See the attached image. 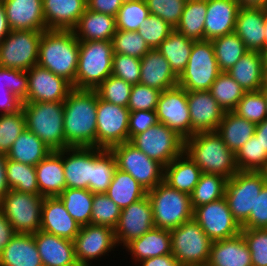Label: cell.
Masks as SVG:
<instances>
[{
	"label": "cell",
	"instance_id": "1",
	"mask_svg": "<svg viewBox=\"0 0 267 266\" xmlns=\"http://www.w3.org/2000/svg\"><path fill=\"white\" fill-rule=\"evenodd\" d=\"M97 93L73 88L64 101L65 148L96 147Z\"/></svg>",
	"mask_w": 267,
	"mask_h": 266
},
{
	"label": "cell",
	"instance_id": "2",
	"mask_svg": "<svg viewBox=\"0 0 267 266\" xmlns=\"http://www.w3.org/2000/svg\"><path fill=\"white\" fill-rule=\"evenodd\" d=\"M79 57V40L72 30H46L42 32L38 65L75 83Z\"/></svg>",
	"mask_w": 267,
	"mask_h": 266
},
{
	"label": "cell",
	"instance_id": "3",
	"mask_svg": "<svg viewBox=\"0 0 267 266\" xmlns=\"http://www.w3.org/2000/svg\"><path fill=\"white\" fill-rule=\"evenodd\" d=\"M184 152L202 173L218 174L229 179L239 171L235 154L216 131L195 133L184 139Z\"/></svg>",
	"mask_w": 267,
	"mask_h": 266
},
{
	"label": "cell",
	"instance_id": "4",
	"mask_svg": "<svg viewBox=\"0 0 267 266\" xmlns=\"http://www.w3.org/2000/svg\"><path fill=\"white\" fill-rule=\"evenodd\" d=\"M112 41H79L75 89L95 90L112 75Z\"/></svg>",
	"mask_w": 267,
	"mask_h": 266
},
{
	"label": "cell",
	"instance_id": "5",
	"mask_svg": "<svg viewBox=\"0 0 267 266\" xmlns=\"http://www.w3.org/2000/svg\"><path fill=\"white\" fill-rule=\"evenodd\" d=\"M26 129L36 134L52 151L65 149L64 102L22 103Z\"/></svg>",
	"mask_w": 267,
	"mask_h": 266
},
{
	"label": "cell",
	"instance_id": "6",
	"mask_svg": "<svg viewBox=\"0 0 267 266\" xmlns=\"http://www.w3.org/2000/svg\"><path fill=\"white\" fill-rule=\"evenodd\" d=\"M147 196L155 227L171 230L193 218L190 195L170 187L164 181L148 190Z\"/></svg>",
	"mask_w": 267,
	"mask_h": 266
},
{
	"label": "cell",
	"instance_id": "7",
	"mask_svg": "<svg viewBox=\"0 0 267 266\" xmlns=\"http://www.w3.org/2000/svg\"><path fill=\"white\" fill-rule=\"evenodd\" d=\"M220 73L211 40H197L185 70L178 77V86L187 92L209 91Z\"/></svg>",
	"mask_w": 267,
	"mask_h": 266
},
{
	"label": "cell",
	"instance_id": "8",
	"mask_svg": "<svg viewBox=\"0 0 267 266\" xmlns=\"http://www.w3.org/2000/svg\"><path fill=\"white\" fill-rule=\"evenodd\" d=\"M172 255L179 264L206 266L213 241L192 218L170 230Z\"/></svg>",
	"mask_w": 267,
	"mask_h": 266
},
{
	"label": "cell",
	"instance_id": "9",
	"mask_svg": "<svg viewBox=\"0 0 267 266\" xmlns=\"http://www.w3.org/2000/svg\"><path fill=\"white\" fill-rule=\"evenodd\" d=\"M266 184L262 171H238L227 180L225 199L234 219L242 226L254 211L256 197Z\"/></svg>",
	"mask_w": 267,
	"mask_h": 266
},
{
	"label": "cell",
	"instance_id": "10",
	"mask_svg": "<svg viewBox=\"0 0 267 266\" xmlns=\"http://www.w3.org/2000/svg\"><path fill=\"white\" fill-rule=\"evenodd\" d=\"M44 197L9 190L0 201V209L16 233L34 234L40 230Z\"/></svg>",
	"mask_w": 267,
	"mask_h": 266
},
{
	"label": "cell",
	"instance_id": "11",
	"mask_svg": "<svg viewBox=\"0 0 267 266\" xmlns=\"http://www.w3.org/2000/svg\"><path fill=\"white\" fill-rule=\"evenodd\" d=\"M110 150L115 156L116 167L129 173L145 190L164 181V166L130 142L115 145Z\"/></svg>",
	"mask_w": 267,
	"mask_h": 266
},
{
	"label": "cell",
	"instance_id": "12",
	"mask_svg": "<svg viewBox=\"0 0 267 266\" xmlns=\"http://www.w3.org/2000/svg\"><path fill=\"white\" fill-rule=\"evenodd\" d=\"M129 142L164 167L184 152V138L160 122Z\"/></svg>",
	"mask_w": 267,
	"mask_h": 266
},
{
	"label": "cell",
	"instance_id": "13",
	"mask_svg": "<svg viewBox=\"0 0 267 266\" xmlns=\"http://www.w3.org/2000/svg\"><path fill=\"white\" fill-rule=\"evenodd\" d=\"M42 32L12 30L0 43V67L28 71L37 65Z\"/></svg>",
	"mask_w": 267,
	"mask_h": 266
},
{
	"label": "cell",
	"instance_id": "14",
	"mask_svg": "<svg viewBox=\"0 0 267 266\" xmlns=\"http://www.w3.org/2000/svg\"><path fill=\"white\" fill-rule=\"evenodd\" d=\"M129 115L127 107L100 99L97 95L96 147H111L129 142Z\"/></svg>",
	"mask_w": 267,
	"mask_h": 266
},
{
	"label": "cell",
	"instance_id": "15",
	"mask_svg": "<svg viewBox=\"0 0 267 266\" xmlns=\"http://www.w3.org/2000/svg\"><path fill=\"white\" fill-rule=\"evenodd\" d=\"M193 219L213 242L241 233V226L234 219L225 197L194 208Z\"/></svg>",
	"mask_w": 267,
	"mask_h": 266
},
{
	"label": "cell",
	"instance_id": "16",
	"mask_svg": "<svg viewBox=\"0 0 267 266\" xmlns=\"http://www.w3.org/2000/svg\"><path fill=\"white\" fill-rule=\"evenodd\" d=\"M156 114L160 123L176 131L184 139L191 136L187 91L181 86L160 93Z\"/></svg>",
	"mask_w": 267,
	"mask_h": 266
},
{
	"label": "cell",
	"instance_id": "17",
	"mask_svg": "<svg viewBox=\"0 0 267 266\" xmlns=\"http://www.w3.org/2000/svg\"><path fill=\"white\" fill-rule=\"evenodd\" d=\"M28 92L22 103L64 102L73 89L65 78L55 75L50 70L34 65L27 71Z\"/></svg>",
	"mask_w": 267,
	"mask_h": 266
},
{
	"label": "cell",
	"instance_id": "18",
	"mask_svg": "<svg viewBox=\"0 0 267 266\" xmlns=\"http://www.w3.org/2000/svg\"><path fill=\"white\" fill-rule=\"evenodd\" d=\"M73 242L80 266H90V260L101 258L118 246L114 229L92 224L81 226Z\"/></svg>",
	"mask_w": 267,
	"mask_h": 266
},
{
	"label": "cell",
	"instance_id": "19",
	"mask_svg": "<svg viewBox=\"0 0 267 266\" xmlns=\"http://www.w3.org/2000/svg\"><path fill=\"white\" fill-rule=\"evenodd\" d=\"M154 225L151 202L146 195L144 198L131 203L121 210V215L114 234L117 245L126 246L132 240L141 237L151 230Z\"/></svg>",
	"mask_w": 267,
	"mask_h": 266
},
{
	"label": "cell",
	"instance_id": "20",
	"mask_svg": "<svg viewBox=\"0 0 267 266\" xmlns=\"http://www.w3.org/2000/svg\"><path fill=\"white\" fill-rule=\"evenodd\" d=\"M187 102L191 118V136L217 130L225 112L209 91H188Z\"/></svg>",
	"mask_w": 267,
	"mask_h": 266
},
{
	"label": "cell",
	"instance_id": "21",
	"mask_svg": "<svg viewBox=\"0 0 267 266\" xmlns=\"http://www.w3.org/2000/svg\"><path fill=\"white\" fill-rule=\"evenodd\" d=\"M80 225L69 215L61 199L44 197L40 230L58 237L74 241Z\"/></svg>",
	"mask_w": 267,
	"mask_h": 266
},
{
	"label": "cell",
	"instance_id": "22",
	"mask_svg": "<svg viewBox=\"0 0 267 266\" xmlns=\"http://www.w3.org/2000/svg\"><path fill=\"white\" fill-rule=\"evenodd\" d=\"M239 8L236 0H207L204 40L234 33Z\"/></svg>",
	"mask_w": 267,
	"mask_h": 266
},
{
	"label": "cell",
	"instance_id": "23",
	"mask_svg": "<svg viewBox=\"0 0 267 266\" xmlns=\"http://www.w3.org/2000/svg\"><path fill=\"white\" fill-rule=\"evenodd\" d=\"M33 235L43 266H80L73 241L41 230Z\"/></svg>",
	"mask_w": 267,
	"mask_h": 266
},
{
	"label": "cell",
	"instance_id": "24",
	"mask_svg": "<svg viewBox=\"0 0 267 266\" xmlns=\"http://www.w3.org/2000/svg\"><path fill=\"white\" fill-rule=\"evenodd\" d=\"M11 30L46 31L42 0H2Z\"/></svg>",
	"mask_w": 267,
	"mask_h": 266
},
{
	"label": "cell",
	"instance_id": "25",
	"mask_svg": "<svg viewBox=\"0 0 267 266\" xmlns=\"http://www.w3.org/2000/svg\"><path fill=\"white\" fill-rule=\"evenodd\" d=\"M63 167L66 188L89 190V182L92 181V147L63 149Z\"/></svg>",
	"mask_w": 267,
	"mask_h": 266
},
{
	"label": "cell",
	"instance_id": "26",
	"mask_svg": "<svg viewBox=\"0 0 267 266\" xmlns=\"http://www.w3.org/2000/svg\"><path fill=\"white\" fill-rule=\"evenodd\" d=\"M47 30H72L87 9V0H42Z\"/></svg>",
	"mask_w": 267,
	"mask_h": 266
},
{
	"label": "cell",
	"instance_id": "27",
	"mask_svg": "<svg viewBox=\"0 0 267 266\" xmlns=\"http://www.w3.org/2000/svg\"><path fill=\"white\" fill-rule=\"evenodd\" d=\"M139 83L163 92L178 85V76L171 69L169 62L157 49H150L141 58V76Z\"/></svg>",
	"mask_w": 267,
	"mask_h": 266
},
{
	"label": "cell",
	"instance_id": "28",
	"mask_svg": "<svg viewBox=\"0 0 267 266\" xmlns=\"http://www.w3.org/2000/svg\"><path fill=\"white\" fill-rule=\"evenodd\" d=\"M265 9L240 7L235 24V33L248 51L262 52L265 49Z\"/></svg>",
	"mask_w": 267,
	"mask_h": 266
},
{
	"label": "cell",
	"instance_id": "29",
	"mask_svg": "<svg viewBox=\"0 0 267 266\" xmlns=\"http://www.w3.org/2000/svg\"><path fill=\"white\" fill-rule=\"evenodd\" d=\"M27 71L0 67V113H13L22 108L27 98Z\"/></svg>",
	"mask_w": 267,
	"mask_h": 266
},
{
	"label": "cell",
	"instance_id": "30",
	"mask_svg": "<svg viewBox=\"0 0 267 266\" xmlns=\"http://www.w3.org/2000/svg\"><path fill=\"white\" fill-rule=\"evenodd\" d=\"M35 170L39 195L56 197L66 189L63 150L52 151L35 166Z\"/></svg>",
	"mask_w": 267,
	"mask_h": 266
},
{
	"label": "cell",
	"instance_id": "31",
	"mask_svg": "<svg viewBox=\"0 0 267 266\" xmlns=\"http://www.w3.org/2000/svg\"><path fill=\"white\" fill-rule=\"evenodd\" d=\"M206 266H253L248 245L242 234L214 241Z\"/></svg>",
	"mask_w": 267,
	"mask_h": 266
},
{
	"label": "cell",
	"instance_id": "32",
	"mask_svg": "<svg viewBox=\"0 0 267 266\" xmlns=\"http://www.w3.org/2000/svg\"><path fill=\"white\" fill-rule=\"evenodd\" d=\"M125 249L131 253L135 263L148 258L172 254L170 230L153 227L141 237L128 243Z\"/></svg>",
	"mask_w": 267,
	"mask_h": 266
},
{
	"label": "cell",
	"instance_id": "33",
	"mask_svg": "<svg viewBox=\"0 0 267 266\" xmlns=\"http://www.w3.org/2000/svg\"><path fill=\"white\" fill-rule=\"evenodd\" d=\"M116 30L115 17L89 9H86L72 29L79 41H112Z\"/></svg>",
	"mask_w": 267,
	"mask_h": 266
},
{
	"label": "cell",
	"instance_id": "34",
	"mask_svg": "<svg viewBox=\"0 0 267 266\" xmlns=\"http://www.w3.org/2000/svg\"><path fill=\"white\" fill-rule=\"evenodd\" d=\"M227 73L246 91H260L266 85L260 52L248 51Z\"/></svg>",
	"mask_w": 267,
	"mask_h": 266
},
{
	"label": "cell",
	"instance_id": "35",
	"mask_svg": "<svg viewBox=\"0 0 267 266\" xmlns=\"http://www.w3.org/2000/svg\"><path fill=\"white\" fill-rule=\"evenodd\" d=\"M0 266H43L34 235L17 233L0 254Z\"/></svg>",
	"mask_w": 267,
	"mask_h": 266
},
{
	"label": "cell",
	"instance_id": "36",
	"mask_svg": "<svg viewBox=\"0 0 267 266\" xmlns=\"http://www.w3.org/2000/svg\"><path fill=\"white\" fill-rule=\"evenodd\" d=\"M201 174L202 171L197 164L183 152L164 167V182L190 195L199 182Z\"/></svg>",
	"mask_w": 267,
	"mask_h": 266
},
{
	"label": "cell",
	"instance_id": "37",
	"mask_svg": "<svg viewBox=\"0 0 267 266\" xmlns=\"http://www.w3.org/2000/svg\"><path fill=\"white\" fill-rule=\"evenodd\" d=\"M256 124L233 111L225 112L216 132L235 154L255 134Z\"/></svg>",
	"mask_w": 267,
	"mask_h": 266
},
{
	"label": "cell",
	"instance_id": "38",
	"mask_svg": "<svg viewBox=\"0 0 267 266\" xmlns=\"http://www.w3.org/2000/svg\"><path fill=\"white\" fill-rule=\"evenodd\" d=\"M52 150L34 133L25 129L6 154L8 159L36 166Z\"/></svg>",
	"mask_w": 267,
	"mask_h": 266
},
{
	"label": "cell",
	"instance_id": "39",
	"mask_svg": "<svg viewBox=\"0 0 267 266\" xmlns=\"http://www.w3.org/2000/svg\"><path fill=\"white\" fill-rule=\"evenodd\" d=\"M105 194L122 210L147 195L145 190L129 173L115 169L111 184Z\"/></svg>",
	"mask_w": 267,
	"mask_h": 266
},
{
	"label": "cell",
	"instance_id": "40",
	"mask_svg": "<svg viewBox=\"0 0 267 266\" xmlns=\"http://www.w3.org/2000/svg\"><path fill=\"white\" fill-rule=\"evenodd\" d=\"M194 41L174 29L157 48L178 77L186 68Z\"/></svg>",
	"mask_w": 267,
	"mask_h": 266
},
{
	"label": "cell",
	"instance_id": "41",
	"mask_svg": "<svg viewBox=\"0 0 267 266\" xmlns=\"http://www.w3.org/2000/svg\"><path fill=\"white\" fill-rule=\"evenodd\" d=\"M115 156L110 149L92 147V193H105L109 188L116 169Z\"/></svg>",
	"mask_w": 267,
	"mask_h": 266
},
{
	"label": "cell",
	"instance_id": "42",
	"mask_svg": "<svg viewBox=\"0 0 267 266\" xmlns=\"http://www.w3.org/2000/svg\"><path fill=\"white\" fill-rule=\"evenodd\" d=\"M207 0H187L175 30L187 38L204 40Z\"/></svg>",
	"mask_w": 267,
	"mask_h": 266
},
{
	"label": "cell",
	"instance_id": "43",
	"mask_svg": "<svg viewBox=\"0 0 267 266\" xmlns=\"http://www.w3.org/2000/svg\"><path fill=\"white\" fill-rule=\"evenodd\" d=\"M93 195L88 189L66 188L58 196L69 215L80 225L91 224Z\"/></svg>",
	"mask_w": 267,
	"mask_h": 266
},
{
	"label": "cell",
	"instance_id": "44",
	"mask_svg": "<svg viewBox=\"0 0 267 266\" xmlns=\"http://www.w3.org/2000/svg\"><path fill=\"white\" fill-rule=\"evenodd\" d=\"M214 55L221 72H227L248 52L243 41L234 32L211 40Z\"/></svg>",
	"mask_w": 267,
	"mask_h": 266
},
{
	"label": "cell",
	"instance_id": "45",
	"mask_svg": "<svg viewBox=\"0 0 267 266\" xmlns=\"http://www.w3.org/2000/svg\"><path fill=\"white\" fill-rule=\"evenodd\" d=\"M209 92L224 112L233 111L246 93L227 72L217 76Z\"/></svg>",
	"mask_w": 267,
	"mask_h": 266
},
{
	"label": "cell",
	"instance_id": "46",
	"mask_svg": "<svg viewBox=\"0 0 267 266\" xmlns=\"http://www.w3.org/2000/svg\"><path fill=\"white\" fill-rule=\"evenodd\" d=\"M227 180L218 174L202 173L199 182L190 194L192 209L223 198Z\"/></svg>",
	"mask_w": 267,
	"mask_h": 266
},
{
	"label": "cell",
	"instance_id": "47",
	"mask_svg": "<svg viewBox=\"0 0 267 266\" xmlns=\"http://www.w3.org/2000/svg\"><path fill=\"white\" fill-rule=\"evenodd\" d=\"M6 180L10 190L39 194L35 166L7 158Z\"/></svg>",
	"mask_w": 267,
	"mask_h": 266
},
{
	"label": "cell",
	"instance_id": "48",
	"mask_svg": "<svg viewBox=\"0 0 267 266\" xmlns=\"http://www.w3.org/2000/svg\"><path fill=\"white\" fill-rule=\"evenodd\" d=\"M235 162L239 171H262L267 165V153L260 139L253 135L235 153Z\"/></svg>",
	"mask_w": 267,
	"mask_h": 266
},
{
	"label": "cell",
	"instance_id": "49",
	"mask_svg": "<svg viewBox=\"0 0 267 266\" xmlns=\"http://www.w3.org/2000/svg\"><path fill=\"white\" fill-rule=\"evenodd\" d=\"M149 9L145 0H125L116 14V29L137 31L148 17Z\"/></svg>",
	"mask_w": 267,
	"mask_h": 266
},
{
	"label": "cell",
	"instance_id": "50",
	"mask_svg": "<svg viewBox=\"0 0 267 266\" xmlns=\"http://www.w3.org/2000/svg\"><path fill=\"white\" fill-rule=\"evenodd\" d=\"M233 112L255 124L264 121L267 118L264 87L260 91L246 92Z\"/></svg>",
	"mask_w": 267,
	"mask_h": 266
},
{
	"label": "cell",
	"instance_id": "51",
	"mask_svg": "<svg viewBox=\"0 0 267 266\" xmlns=\"http://www.w3.org/2000/svg\"><path fill=\"white\" fill-rule=\"evenodd\" d=\"M25 129V117L22 108L13 113H0V153L6 155Z\"/></svg>",
	"mask_w": 267,
	"mask_h": 266
},
{
	"label": "cell",
	"instance_id": "52",
	"mask_svg": "<svg viewBox=\"0 0 267 266\" xmlns=\"http://www.w3.org/2000/svg\"><path fill=\"white\" fill-rule=\"evenodd\" d=\"M121 215V209L105 194L93 195L91 224L114 229Z\"/></svg>",
	"mask_w": 267,
	"mask_h": 266
},
{
	"label": "cell",
	"instance_id": "53",
	"mask_svg": "<svg viewBox=\"0 0 267 266\" xmlns=\"http://www.w3.org/2000/svg\"><path fill=\"white\" fill-rule=\"evenodd\" d=\"M113 54H124L139 59L150 50L145 40L137 31L116 30L112 39Z\"/></svg>",
	"mask_w": 267,
	"mask_h": 266
},
{
	"label": "cell",
	"instance_id": "54",
	"mask_svg": "<svg viewBox=\"0 0 267 266\" xmlns=\"http://www.w3.org/2000/svg\"><path fill=\"white\" fill-rule=\"evenodd\" d=\"M132 85L123 79L110 75L96 89L98 97L109 103L128 106Z\"/></svg>",
	"mask_w": 267,
	"mask_h": 266
},
{
	"label": "cell",
	"instance_id": "55",
	"mask_svg": "<svg viewBox=\"0 0 267 266\" xmlns=\"http://www.w3.org/2000/svg\"><path fill=\"white\" fill-rule=\"evenodd\" d=\"M174 30L162 18L149 14L137 30L150 49H157Z\"/></svg>",
	"mask_w": 267,
	"mask_h": 266
},
{
	"label": "cell",
	"instance_id": "56",
	"mask_svg": "<svg viewBox=\"0 0 267 266\" xmlns=\"http://www.w3.org/2000/svg\"><path fill=\"white\" fill-rule=\"evenodd\" d=\"M149 14L156 15L176 28L187 0H145Z\"/></svg>",
	"mask_w": 267,
	"mask_h": 266
},
{
	"label": "cell",
	"instance_id": "57",
	"mask_svg": "<svg viewBox=\"0 0 267 266\" xmlns=\"http://www.w3.org/2000/svg\"><path fill=\"white\" fill-rule=\"evenodd\" d=\"M253 266H267V229H241Z\"/></svg>",
	"mask_w": 267,
	"mask_h": 266
},
{
	"label": "cell",
	"instance_id": "58",
	"mask_svg": "<svg viewBox=\"0 0 267 266\" xmlns=\"http://www.w3.org/2000/svg\"><path fill=\"white\" fill-rule=\"evenodd\" d=\"M112 75L131 85L139 84L141 59L124 54H113Z\"/></svg>",
	"mask_w": 267,
	"mask_h": 266
},
{
	"label": "cell",
	"instance_id": "59",
	"mask_svg": "<svg viewBox=\"0 0 267 266\" xmlns=\"http://www.w3.org/2000/svg\"><path fill=\"white\" fill-rule=\"evenodd\" d=\"M161 91L142 84L132 85L127 108L130 112L137 110L156 111Z\"/></svg>",
	"mask_w": 267,
	"mask_h": 266
},
{
	"label": "cell",
	"instance_id": "60",
	"mask_svg": "<svg viewBox=\"0 0 267 266\" xmlns=\"http://www.w3.org/2000/svg\"><path fill=\"white\" fill-rule=\"evenodd\" d=\"M241 229H267V183L256 197L254 211H251Z\"/></svg>",
	"mask_w": 267,
	"mask_h": 266
},
{
	"label": "cell",
	"instance_id": "61",
	"mask_svg": "<svg viewBox=\"0 0 267 266\" xmlns=\"http://www.w3.org/2000/svg\"><path fill=\"white\" fill-rule=\"evenodd\" d=\"M158 122L156 111L137 110L130 112L128 125L129 141L135 135L145 132Z\"/></svg>",
	"mask_w": 267,
	"mask_h": 266
},
{
	"label": "cell",
	"instance_id": "62",
	"mask_svg": "<svg viewBox=\"0 0 267 266\" xmlns=\"http://www.w3.org/2000/svg\"><path fill=\"white\" fill-rule=\"evenodd\" d=\"M125 0H87V9L116 17Z\"/></svg>",
	"mask_w": 267,
	"mask_h": 266
},
{
	"label": "cell",
	"instance_id": "63",
	"mask_svg": "<svg viewBox=\"0 0 267 266\" xmlns=\"http://www.w3.org/2000/svg\"><path fill=\"white\" fill-rule=\"evenodd\" d=\"M17 233L0 209V254Z\"/></svg>",
	"mask_w": 267,
	"mask_h": 266
},
{
	"label": "cell",
	"instance_id": "64",
	"mask_svg": "<svg viewBox=\"0 0 267 266\" xmlns=\"http://www.w3.org/2000/svg\"><path fill=\"white\" fill-rule=\"evenodd\" d=\"M139 264L141 266H177L179 263L172 254L145 259Z\"/></svg>",
	"mask_w": 267,
	"mask_h": 266
},
{
	"label": "cell",
	"instance_id": "65",
	"mask_svg": "<svg viewBox=\"0 0 267 266\" xmlns=\"http://www.w3.org/2000/svg\"><path fill=\"white\" fill-rule=\"evenodd\" d=\"M6 161L7 156L0 153V201L10 190L6 180Z\"/></svg>",
	"mask_w": 267,
	"mask_h": 266
},
{
	"label": "cell",
	"instance_id": "66",
	"mask_svg": "<svg viewBox=\"0 0 267 266\" xmlns=\"http://www.w3.org/2000/svg\"><path fill=\"white\" fill-rule=\"evenodd\" d=\"M11 28L6 17V10L2 0H0V43L9 35Z\"/></svg>",
	"mask_w": 267,
	"mask_h": 266
},
{
	"label": "cell",
	"instance_id": "67",
	"mask_svg": "<svg viewBox=\"0 0 267 266\" xmlns=\"http://www.w3.org/2000/svg\"><path fill=\"white\" fill-rule=\"evenodd\" d=\"M254 135L257 139H260L264 147V152L267 153V118L261 123L256 124Z\"/></svg>",
	"mask_w": 267,
	"mask_h": 266
},
{
	"label": "cell",
	"instance_id": "68",
	"mask_svg": "<svg viewBox=\"0 0 267 266\" xmlns=\"http://www.w3.org/2000/svg\"><path fill=\"white\" fill-rule=\"evenodd\" d=\"M240 7L267 9V0H236Z\"/></svg>",
	"mask_w": 267,
	"mask_h": 266
},
{
	"label": "cell",
	"instance_id": "69",
	"mask_svg": "<svg viewBox=\"0 0 267 266\" xmlns=\"http://www.w3.org/2000/svg\"><path fill=\"white\" fill-rule=\"evenodd\" d=\"M262 58H263V71L265 76L267 77V48L264 49L262 52Z\"/></svg>",
	"mask_w": 267,
	"mask_h": 266
},
{
	"label": "cell",
	"instance_id": "70",
	"mask_svg": "<svg viewBox=\"0 0 267 266\" xmlns=\"http://www.w3.org/2000/svg\"><path fill=\"white\" fill-rule=\"evenodd\" d=\"M264 26H265V49H266L267 48V9H265Z\"/></svg>",
	"mask_w": 267,
	"mask_h": 266
},
{
	"label": "cell",
	"instance_id": "71",
	"mask_svg": "<svg viewBox=\"0 0 267 266\" xmlns=\"http://www.w3.org/2000/svg\"><path fill=\"white\" fill-rule=\"evenodd\" d=\"M263 174H264V177H265V181L267 183V165L266 167L262 170Z\"/></svg>",
	"mask_w": 267,
	"mask_h": 266
},
{
	"label": "cell",
	"instance_id": "72",
	"mask_svg": "<svg viewBox=\"0 0 267 266\" xmlns=\"http://www.w3.org/2000/svg\"><path fill=\"white\" fill-rule=\"evenodd\" d=\"M264 98H265L266 105H267V86L266 85L264 86Z\"/></svg>",
	"mask_w": 267,
	"mask_h": 266
},
{
	"label": "cell",
	"instance_id": "73",
	"mask_svg": "<svg viewBox=\"0 0 267 266\" xmlns=\"http://www.w3.org/2000/svg\"><path fill=\"white\" fill-rule=\"evenodd\" d=\"M177 266H195V265L178 264Z\"/></svg>",
	"mask_w": 267,
	"mask_h": 266
}]
</instances>
